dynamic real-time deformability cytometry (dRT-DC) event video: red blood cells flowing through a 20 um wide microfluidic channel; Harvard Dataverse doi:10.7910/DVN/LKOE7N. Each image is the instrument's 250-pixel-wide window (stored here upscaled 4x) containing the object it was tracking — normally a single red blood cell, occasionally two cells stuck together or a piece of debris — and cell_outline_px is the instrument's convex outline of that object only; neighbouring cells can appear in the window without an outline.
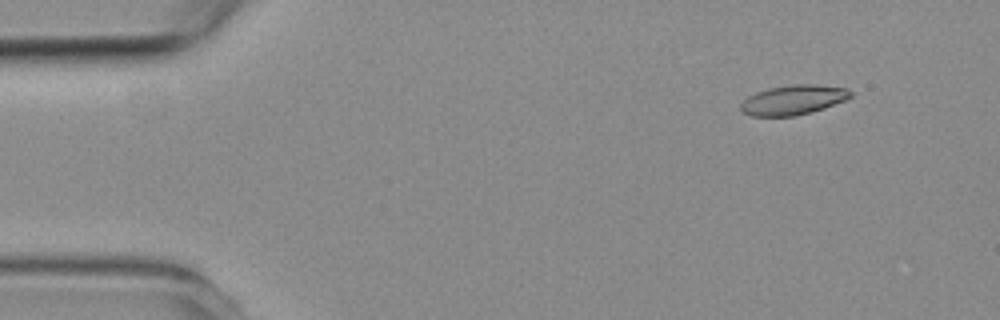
{"species": "common noctule bat (a hibernating species)", "species_latin": "Nyctalus noctula", "temperature_condition": "room temperature", "stored_images_in_passage": 3, "camera_frame_rate_fps": 3000, "um_per_image_px": 0.085, "animal": {"sex": "female", "body_mass_g": 19.3, "forearm_length_mm": 54.1}, "frame": {"image": 1, "passage_image": 3, "time_ms": 3.333, "image_size_px": [1000, 320], "cell_outline_px": [[852, 96], [844, 100], [824, 108], [792, 116], [752, 116], [744, 112], [740, 108], [740, 104], [748, 96], [756, 92], [768, 88], [796, 84], [816, 84], [844, 88], [852, 92]], "centroid_in_image_um": [67.4, 8.48], "position_along_channel_um": 17.6, "area_um2": 18.73}}